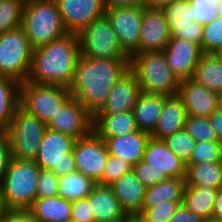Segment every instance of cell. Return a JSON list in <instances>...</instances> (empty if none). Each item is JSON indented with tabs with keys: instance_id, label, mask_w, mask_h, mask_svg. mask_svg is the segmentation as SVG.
Returning <instances> with one entry per match:
<instances>
[{
	"instance_id": "cell-17",
	"label": "cell",
	"mask_w": 222,
	"mask_h": 222,
	"mask_svg": "<svg viewBox=\"0 0 222 222\" xmlns=\"http://www.w3.org/2000/svg\"><path fill=\"white\" fill-rule=\"evenodd\" d=\"M141 92L135 74L128 69L117 80L108 95L106 103L96 115L133 111Z\"/></svg>"
},
{
	"instance_id": "cell-39",
	"label": "cell",
	"mask_w": 222,
	"mask_h": 222,
	"mask_svg": "<svg viewBox=\"0 0 222 222\" xmlns=\"http://www.w3.org/2000/svg\"><path fill=\"white\" fill-rule=\"evenodd\" d=\"M183 202H169L155 204V207L142 208L139 213L145 222H168Z\"/></svg>"
},
{
	"instance_id": "cell-26",
	"label": "cell",
	"mask_w": 222,
	"mask_h": 222,
	"mask_svg": "<svg viewBox=\"0 0 222 222\" xmlns=\"http://www.w3.org/2000/svg\"><path fill=\"white\" fill-rule=\"evenodd\" d=\"M164 96L141 92L133 109L138 130L151 134L161 115Z\"/></svg>"
},
{
	"instance_id": "cell-22",
	"label": "cell",
	"mask_w": 222,
	"mask_h": 222,
	"mask_svg": "<svg viewBox=\"0 0 222 222\" xmlns=\"http://www.w3.org/2000/svg\"><path fill=\"white\" fill-rule=\"evenodd\" d=\"M111 186L126 214L141 212L146 187L136 177L133 170L122 175Z\"/></svg>"
},
{
	"instance_id": "cell-55",
	"label": "cell",
	"mask_w": 222,
	"mask_h": 222,
	"mask_svg": "<svg viewBox=\"0 0 222 222\" xmlns=\"http://www.w3.org/2000/svg\"><path fill=\"white\" fill-rule=\"evenodd\" d=\"M217 111L222 113V91L217 93Z\"/></svg>"
},
{
	"instance_id": "cell-18",
	"label": "cell",
	"mask_w": 222,
	"mask_h": 222,
	"mask_svg": "<svg viewBox=\"0 0 222 222\" xmlns=\"http://www.w3.org/2000/svg\"><path fill=\"white\" fill-rule=\"evenodd\" d=\"M177 95L189 116L209 117L217 109V93L192 78L180 81Z\"/></svg>"
},
{
	"instance_id": "cell-1",
	"label": "cell",
	"mask_w": 222,
	"mask_h": 222,
	"mask_svg": "<svg viewBox=\"0 0 222 222\" xmlns=\"http://www.w3.org/2000/svg\"><path fill=\"white\" fill-rule=\"evenodd\" d=\"M128 69L129 59H96L80 55L68 90L94 117Z\"/></svg>"
},
{
	"instance_id": "cell-48",
	"label": "cell",
	"mask_w": 222,
	"mask_h": 222,
	"mask_svg": "<svg viewBox=\"0 0 222 222\" xmlns=\"http://www.w3.org/2000/svg\"><path fill=\"white\" fill-rule=\"evenodd\" d=\"M2 222H39L28 210H9Z\"/></svg>"
},
{
	"instance_id": "cell-41",
	"label": "cell",
	"mask_w": 222,
	"mask_h": 222,
	"mask_svg": "<svg viewBox=\"0 0 222 222\" xmlns=\"http://www.w3.org/2000/svg\"><path fill=\"white\" fill-rule=\"evenodd\" d=\"M132 168L133 166L124 159L109 155L102 178L98 183L111 185Z\"/></svg>"
},
{
	"instance_id": "cell-12",
	"label": "cell",
	"mask_w": 222,
	"mask_h": 222,
	"mask_svg": "<svg viewBox=\"0 0 222 222\" xmlns=\"http://www.w3.org/2000/svg\"><path fill=\"white\" fill-rule=\"evenodd\" d=\"M72 152L76 171L98 183L109 156L105 141L92 131L88 136L75 141Z\"/></svg>"
},
{
	"instance_id": "cell-15",
	"label": "cell",
	"mask_w": 222,
	"mask_h": 222,
	"mask_svg": "<svg viewBox=\"0 0 222 222\" xmlns=\"http://www.w3.org/2000/svg\"><path fill=\"white\" fill-rule=\"evenodd\" d=\"M163 51L168 65L179 81L193 77L195 67L203 54L199 45L172 36Z\"/></svg>"
},
{
	"instance_id": "cell-6",
	"label": "cell",
	"mask_w": 222,
	"mask_h": 222,
	"mask_svg": "<svg viewBox=\"0 0 222 222\" xmlns=\"http://www.w3.org/2000/svg\"><path fill=\"white\" fill-rule=\"evenodd\" d=\"M46 128L43 121L19 105L5 131L9 139L11 158L35 161Z\"/></svg>"
},
{
	"instance_id": "cell-36",
	"label": "cell",
	"mask_w": 222,
	"mask_h": 222,
	"mask_svg": "<svg viewBox=\"0 0 222 222\" xmlns=\"http://www.w3.org/2000/svg\"><path fill=\"white\" fill-rule=\"evenodd\" d=\"M163 141L185 164L189 161L196 144L184 128L167 136Z\"/></svg>"
},
{
	"instance_id": "cell-40",
	"label": "cell",
	"mask_w": 222,
	"mask_h": 222,
	"mask_svg": "<svg viewBox=\"0 0 222 222\" xmlns=\"http://www.w3.org/2000/svg\"><path fill=\"white\" fill-rule=\"evenodd\" d=\"M190 2L192 4L193 22L204 26L218 17L217 0H190Z\"/></svg>"
},
{
	"instance_id": "cell-31",
	"label": "cell",
	"mask_w": 222,
	"mask_h": 222,
	"mask_svg": "<svg viewBox=\"0 0 222 222\" xmlns=\"http://www.w3.org/2000/svg\"><path fill=\"white\" fill-rule=\"evenodd\" d=\"M185 186L222 188V166L220 163L186 165Z\"/></svg>"
},
{
	"instance_id": "cell-20",
	"label": "cell",
	"mask_w": 222,
	"mask_h": 222,
	"mask_svg": "<svg viewBox=\"0 0 222 222\" xmlns=\"http://www.w3.org/2000/svg\"><path fill=\"white\" fill-rule=\"evenodd\" d=\"M150 134L137 130L133 133L114 138H102L109 155L122 158L134 166L143 160L144 151Z\"/></svg>"
},
{
	"instance_id": "cell-50",
	"label": "cell",
	"mask_w": 222,
	"mask_h": 222,
	"mask_svg": "<svg viewBox=\"0 0 222 222\" xmlns=\"http://www.w3.org/2000/svg\"><path fill=\"white\" fill-rule=\"evenodd\" d=\"M106 9L115 7H133L143 4V0H103Z\"/></svg>"
},
{
	"instance_id": "cell-45",
	"label": "cell",
	"mask_w": 222,
	"mask_h": 222,
	"mask_svg": "<svg viewBox=\"0 0 222 222\" xmlns=\"http://www.w3.org/2000/svg\"><path fill=\"white\" fill-rule=\"evenodd\" d=\"M203 26L195 22V27L179 28L172 37L185 39L201 47Z\"/></svg>"
},
{
	"instance_id": "cell-46",
	"label": "cell",
	"mask_w": 222,
	"mask_h": 222,
	"mask_svg": "<svg viewBox=\"0 0 222 222\" xmlns=\"http://www.w3.org/2000/svg\"><path fill=\"white\" fill-rule=\"evenodd\" d=\"M11 159L10 144L7 134L0 132V184L7 171Z\"/></svg>"
},
{
	"instance_id": "cell-29",
	"label": "cell",
	"mask_w": 222,
	"mask_h": 222,
	"mask_svg": "<svg viewBox=\"0 0 222 222\" xmlns=\"http://www.w3.org/2000/svg\"><path fill=\"white\" fill-rule=\"evenodd\" d=\"M192 79L211 91H222V62L212 53H203Z\"/></svg>"
},
{
	"instance_id": "cell-53",
	"label": "cell",
	"mask_w": 222,
	"mask_h": 222,
	"mask_svg": "<svg viewBox=\"0 0 222 222\" xmlns=\"http://www.w3.org/2000/svg\"><path fill=\"white\" fill-rule=\"evenodd\" d=\"M9 211L5 199L2 195V191L0 188V222L3 221V219L5 218L6 213Z\"/></svg>"
},
{
	"instance_id": "cell-3",
	"label": "cell",
	"mask_w": 222,
	"mask_h": 222,
	"mask_svg": "<svg viewBox=\"0 0 222 222\" xmlns=\"http://www.w3.org/2000/svg\"><path fill=\"white\" fill-rule=\"evenodd\" d=\"M21 27L33 50L68 33L55 0H25Z\"/></svg>"
},
{
	"instance_id": "cell-16",
	"label": "cell",
	"mask_w": 222,
	"mask_h": 222,
	"mask_svg": "<svg viewBox=\"0 0 222 222\" xmlns=\"http://www.w3.org/2000/svg\"><path fill=\"white\" fill-rule=\"evenodd\" d=\"M170 39L171 34L163 10L144 5L138 54L164 50Z\"/></svg>"
},
{
	"instance_id": "cell-11",
	"label": "cell",
	"mask_w": 222,
	"mask_h": 222,
	"mask_svg": "<svg viewBox=\"0 0 222 222\" xmlns=\"http://www.w3.org/2000/svg\"><path fill=\"white\" fill-rule=\"evenodd\" d=\"M105 15L117 34L122 50L129 57L138 54L144 4L106 9Z\"/></svg>"
},
{
	"instance_id": "cell-27",
	"label": "cell",
	"mask_w": 222,
	"mask_h": 222,
	"mask_svg": "<svg viewBox=\"0 0 222 222\" xmlns=\"http://www.w3.org/2000/svg\"><path fill=\"white\" fill-rule=\"evenodd\" d=\"M185 178H169L154 186L146 187L142 208L155 207V204L183 202Z\"/></svg>"
},
{
	"instance_id": "cell-60",
	"label": "cell",
	"mask_w": 222,
	"mask_h": 222,
	"mask_svg": "<svg viewBox=\"0 0 222 222\" xmlns=\"http://www.w3.org/2000/svg\"><path fill=\"white\" fill-rule=\"evenodd\" d=\"M220 165L222 166V143H221V149H220Z\"/></svg>"
},
{
	"instance_id": "cell-38",
	"label": "cell",
	"mask_w": 222,
	"mask_h": 222,
	"mask_svg": "<svg viewBox=\"0 0 222 222\" xmlns=\"http://www.w3.org/2000/svg\"><path fill=\"white\" fill-rule=\"evenodd\" d=\"M222 47V17L203 26L201 50L214 54Z\"/></svg>"
},
{
	"instance_id": "cell-21",
	"label": "cell",
	"mask_w": 222,
	"mask_h": 222,
	"mask_svg": "<svg viewBox=\"0 0 222 222\" xmlns=\"http://www.w3.org/2000/svg\"><path fill=\"white\" fill-rule=\"evenodd\" d=\"M187 113L182 99L176 94L164 96V104L161 115L154 131L150 134L151 138L163 140L176 131L184 128Z\"/></svg>"
},
{
	"instance_id": "cell-14",
	"label": "cell",
	"mask_w": 222,
	"mask_h": 222,
	"mask_svg": "<svg viewBox=\"0 0 222 222\" xmlns=\"http://www.w3.org/2000/svg\"><path fill=\"white\" fill-rule=\"evenodd\" d=\"M68 33L78 34L105 15L103 0H55Z\"/></svg>"
},
{
	"instance_id": "cell-44",
	"label": "cell",
	"mask_w": 222,
	"mask_h": 222,
	"mask_svg": "<svg viewBox=\"0 0 222 222\" xmlns=\"http://www.w3.org/2000/svg\"><path fill=\"white\" fill-rule=\"evenodd\" d=\"M71 220L73 222H95L88 198L71 202Z\"/></svg>"
},
{
	"instance_id": "cell-30",
	"label": "cell",
	"mask_w": 222,
	"mask_h": 222,
	"mask_svg": "<svg viewBox=\"0 0 222 222\" xmlns=\"http://www.w3.org/2000/svg\"><path fill=\"white\" fill-rule=\"evenodd\" d=\"M20 100V83L11 77H0V132H5Z\"/></svg>"
},
{
	"instance_id": "cell-2",
	"label": "cell",
	"mask_w": 222,
	"mask_h": 222,
	"mask_svg": "<svg viewBox=\"0 0 222 222\" xmlns=\"http://www.w3.org/2000/svg\"><path fill=\"white\" fill-rule=\"evenodd\" d=\"M80 55L78 35L67 33L33 50L25 81L69 87Z\"/></svg>"
},
{
	"instance_id": "cell-5",
	"label": "cell",
	"mask_w": 222,
	"mask_h": 222,
	"mask_svg": "<svg viewBox=\"0 0 222 222\" xmlns=\"http://www.w3.org/2000/svg\"><path fill=\"white\" fill-rule=\"evenodd\" d=\"M40 167L34 161L10 159L0 188L9 210H28L37 197Z\"/></svg>"
},
{
	"instance_id": "cell-9",
	"label": "cell",
	"mask_w": 222,
	"mask_h": 222,
	"mask_svg": "<svg viewBox=\"0 0 222 222\" xmlns=\"http://www.w3.org/2000/svg\"><path fill=\"white\" fill-rule=\"evenodd\" d=\"M80 53L96 59H130L122 50L117 34L106 15L95 19L77 34Z\"/></svg>"
},
{
	"instance_id": "cell-13",
	"label": "cell",
	"mask_w": 222,
	"mask_h": 222,
	"mask_svg": "<svg viewBox=\"0 0 222 222\" xmlns=\"http://www.w3.org/2000/svg\"><path fill=\"white\" fill-rule=\"evenodd\" d=\"M46 126L77 140L93 131V116L72 96L58 109Z\"/></svg>"
},
{
	"instance_id": "cell-42",
	"label": "cell",
	"mask_w": 222,
	"mask_h": 222,
	"mask_svg": "<svg viewBox=\"0 0 222 222\" xmlns=\"http://www.w3.org/2000/svg\"><path fill=\"white\" fill-rule=\"evenodd\" d=\"M136 177L145 187L154 186L162 181L168 180V176L161 171H156L154 167L139 161L132 168Z\"/></svg>"
},
{
	"instance_id": "cell-49",
	"label": "cell",
	"mask_w": 222,
	"mask_h": 222,
	"mask_svg": "<svg viewBox=\"0 0 222 222\" xmlns=\"http://www.w3.org/2000/svg\"><path fill=\"white\" fill-rule=\"evenodd\" d=\"M208 118L215 130L218 142L222 143V113L216 110Z\"/></svg>"
},
{
	"instance_id": "cell-28",
	"label": "cell",
	"mask_w": 222,
	"mask_h": 222,
	"mask_svg": "<svg viewBox=\"0 0 222 222\" xmlns=\"http://www.w3.org/2000/svg\"><path fill=\"white\" fill-rule=\"evenodd\" d=\"M218 189L202 186H185L183 205L204 220L212 218Z\"/></svg>"
},
{
	"instance_id": "cell-61",
	"label": "cell",
	"mask_w": 222,
	"mask_h": 222,
	"mask_svg": "<svg viewBox=\"0 0 222 222\" xmlns=\"http://www.w3.org/2000/svg\"><path fill=\"white\" fill-rule=\"evenodd\" d=\"M57 222H73L72 220H65V221H57Z\"/></svg>"
},
{
	"instance_id": "cell-19",
	"label": "cell",
	"mask_w": 222,
	"mask_h": 222,
	"mask_svg": "<svg viewBox=\"0 0 222 222\" xmlns=\"http://www.w3.org/2000/svg\"><path fill=\"white\" fill-rule=\"evenodd\" d=\"M142 161L154 167L156 171L163 172L168 178H185L186 176L185 163L166 146L163 140L150 137Z\"/></svg>"
},
{
	"instance_id": "cell-4",
	"label": "cell",
	"mask_w": 222,
	"mask_h": 222,
	"mask_svg": "<svg viewBox=\"0 0 222 222\" xmlns=\"http://www.w3.org/2000/svg\"><path fill=\"white\" fill-rule=\"evenodd\" d=\"M129 69L135 74L144 93L173 96L178 92L180 81L168 65L163 50L131 56Z\"/></svg>"
},
{
	"instance_id": "cell-37",
	"label": "cell",
	"mask_w": 222,
	"mask_h": 222,
	"mask_svg": "<svg viewBox=\"0 0 222 222\" xmlns=\"http://www.w3.org/2000/svg\"><path fill=\"white\" fill-rule=\"evenodd\" d=\"M221 143L218 141L196 142L189 161L185 165L220 162Z\"/></svg>"
},
{
	"instance_id": "cell-56",
	"label": "cell",
	"mask_w": 222,
	"mask_h": 222,
	"mask_svg": "<svg viewBox=\"0 0 222 222\" xmlns=\"http://www.w3.org/2000/svg\"><path fill=\"white\" fill-rule=\"evenodd\" d=\"M95 222H123V218L110 219V220H100Z\"/></svg>"
},
{
	"instance_id": "cell-25",
	"label": "cell",
	"mask_w": 222,
	"mask_h": 222,
	"mask_svg": "<svg viewBox=\"0 0 222 222\" xmlns=\"http://www.w3.org/2000/svg\"><path fill=\"white\" fill-rule=\"evenodd\" d=\"M71 210V202L58 195L36 197L28 209L30 214L39 222L71 220Z\"/></svg>"
},
{
	"instance_id": "cell-43",
	"label": "cell",
	"mask_w": 222,
	"mask_h": 222,
	"mask_svg": "<svg viewBox=\"0 0 222 222\" xmlns=\"http://www.w3.org/2000/svg\"><path fill=\"white\" fill-rule=\"evenodd\" d=\"M58 180L51 170L40 169L37 179V197H51L58 195Z\"/></svg>"
},
{
	"instance_id": "cell-10",
	"label": "cell",
	"mask_w": 222,
	"mask_h": 222,
	"mask_svg": "<svg viewBox=\"0 0 222 222\" xmlns=\"http://www.w3.org/2000/svg\"><path fill=\"white\" fill-rule=\"evenodd\" d=\"M76 139L46 128L35 163L40 169L51 170L56 176L76 171L73 145Z\"/></svg>"
},
{
	"instance_id": "cell-8",
	"label": "cell",
	"mask_w": 222,
	"mask_h": 222,
	"mask_svg": "<svg viewBox=\"0 0 222 222\" xmlns=\"http://www.w3.org/2000/svg\"><path fill=\"white\" fill-rule=\"evenodd\" d=\"M33 48L20 26L0 34V77H11L22 83L26 80Z\"/></svg>"
},
{
	"instance_id": "cell-23",
	"label": "cell",
	"mask_w": 222,
	"mask_h": 222,
	"mask_svg": "<svg viewBox=\"0 0 222 222\" xmlns=\"http://www.w3.org/2000/svg\"><path fill=\"white\" fill-rule=\"evenodd\" d=\"M95 221L124 218L126 212L113 193L111 185L95 183L87 196Z\"/></svg>"
},
{
	"instance_id": "cell-24",
	"label": "cell",
	"mask_w": 222,
	"mask_h": 222,
	"mask_svg": "<svg viewBox=\"0 0 222 222\" xmlns=\"http://www.w3.org/2000/svg\"><path fill=\"white\" fill-rule=\"evenodd\" d=\"M138 130L133 111L95 115L93 131L100 138H114L133 133Z\"/></svg>"
},
{
	"instance_id": "cell-54",
	"label": "cell",
	"mask_w": 222,
	"mask_h": 222,
	"mask_svg": "<svg viewBox=\"0 0 222 222\" xmlns=\"http://www.w3.org/2000/svg\"><path fill=\"white\" fill-rule=\"evenodd\" d=\"M123 222H145V220L139 213H134L126 214L123 218Z\"/></svg>"
},
{
	"instance_id": "cell-32",
	"label": "cell",
	"mask_w": 222,
	"mask_h": 222,
	"mask_svg": "<svg viewBox=\"0 0 222 222\" xmlns=\"http://www.w3.org/2000/svg\"><path fill=\"white\" fill-rule=\"evenodd\" d=\"M95 182L81 172L75 171L59 176L58 196L73 202L85 199L92 192Z\"/></svg>"
},
{
	"instance_id": "cell-47",
	"label": "cell",
	"mask_w": 222,
	"mask_h": 222,
	"mask_svg": "<svg viewBox=\"0 0 222 222\" xmlns=\"http://www.w3.org/2000/svg\"><path fill=\"white\" fill-rule=\"evenodd\" d=\"M168 222H204V219L180 204L175 214Z\"/></svg>"
},
{
	"instance_id": "cell-59",
	"label": "cell",
	"mask_w": 222,
	"mask_h": 222,
	"mask_svg": "<svg viewBox=\"0 0 222 222\" xmlns=\"http://www.w3.org/2000/svg\"><path fill=\"white\" fill-rule=\"evenodd\" d=\"M204 222H220L217 220H214L213 218L205 219Z\"/></svg>"
},
{
	"instance_id": "cell-58",
	"label": "cell",
	"mask_w": 222,
	"mask_h": 222,
	"mask_svg": "<svg viewBox=\"0 0 222 222\" xmlns=\"http://www.w3.org/2000/svg\"><path fill=\"white\" fill-rule=\"evenodd\" d=\"M217 12L218 16L222 17V1L218 2Z\"/></svg>"
},
{
	"instance_id": "cell-51",
	"label": "cell",
	"mask_w": 222,
	"mask_h": 222,
	"mask_svg": "<svg viewBox=\"0 0 222 222\" xmlns=\"http://www.w3.org/2000/svg\"><path fill=\"white\" fill-rule=\"evenodd\" d=\"M212 218L214 220L222 222V188L218 189L217 198L213 207Z\"/></svg>"
},
{
	"instance_id": "cell-34",
	"label": "cell",
	"mask_w": 222,
	"mask_h": 222,
	"mask_svg": "<svg viewBox=\"0 0 222 222\" xmlns=\"http://www.w3.org/2000/svg\"><path fill=\"white\" fill-rule=\"evenodd\" d=\"M25 0L0 2V34L21 26Z\"/></svg>"
},
{
	"instance_id": "cell-33",
	"label": "cell",
	"mask_w": 222,
	"mask_h": 222,
	"mask_svg": "<svg viewBox=\"0 0 222 222\" xmlns=\"http://www.w3.org/2000/svg\"><path fill=\"white\" fill-rule=\"evenodd\" d=\"M171 36L179 28L195 27L190 0H174L162 8Z\"/></svg>"
},
{
	"instance_id": "cell-7",
	"label": "cell",
	"mask_w": 222,
	"mask_h": 222,
	"mask_svg": "<svg viewBox=\"0 0 222 222\" xmlns=\"http://www.w3.org/2000/svg\"><path fill=\"white\" fill-rule=\"evenodd\" d=\"M71 97L68 87L27 81L20 83L19 105L45 124Z\"/></svg>"
},
{
	"instance_id": "cell-52",
	"label": "cell",
	"mask_w": 222,
	"mask_h": 222,
	"mask_svg": "<svg viewBox=\"0 0 222 222\" xmlns=\"http://www.w3.org/2000/svg\"><path fill=\"white\" fill-rule=\"evenodd\" d=\"M173 1L174 0H143V4L146 7L162 9Z\"/></svg>"
},
{
	"instance_id": "cell-35",
	"label": "cell",
	"mask_w": 222,
	"mask_h": 222,
	"mask_svg": "<svg viewBox=\"0 0 222 222\" xmlns=\"http://www.w3.org/2000/svg\"><path fill=\"white\" fill-rule=\"evenodd\" d=\"M184 129L196 142L218 141L208 117L187 115Z\"/></svg>"
},
{
	"instance_id": "cell-57",
	"label": "cell",
	"mask_w": 222,
	"mask_h": 222,
	"mask_svg": "<svg viewBox=\"0 0 222 222\" xmlns=\"http://www.w3.org/2000/svg\"><path fill=\"white\" fill-rule=\"evenodd\" d=\"M214 55H216V57L222 62V47L220 49H218Z\"/></svg>"
}]
</instances>
